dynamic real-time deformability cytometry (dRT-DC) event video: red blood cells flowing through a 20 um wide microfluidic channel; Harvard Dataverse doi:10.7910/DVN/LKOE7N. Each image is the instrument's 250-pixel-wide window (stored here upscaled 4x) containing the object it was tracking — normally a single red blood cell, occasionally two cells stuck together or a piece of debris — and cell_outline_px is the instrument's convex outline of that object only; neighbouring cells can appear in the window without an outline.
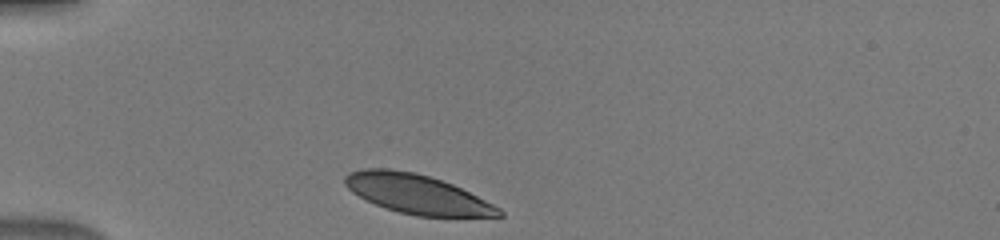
{"species": "human", "species_latin": "Homo sapiens", "temperature_condition": "warm", "stored_images_in_passage": 31, "camera_frame_rate_fps": 3000, "um_per_image_px": 0.085, "donor": {"sex": "male"}, "frame": {"image": 1, "passage_image": 1, "time_ms": 0.0, "image_size_px": [1000, 240], "cell_outline_px": [[504, 216], [416, 216], [384, 208], [352, 192], [344, 184], [344, 176], [348, 172], [364, 168], [388, 168], [412, 172], [428, 176], [452, 184], [500, 208], [504, 212]], "centroid_in_image_um": [35.4, 16.49], "position_along_channel_um": 49.6, "area_um2": 34.8}}
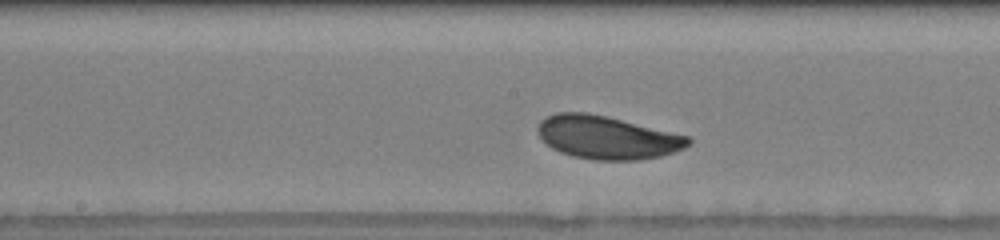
{"frame": {"image": 2, "passage_image": 14, "time_ms": 4.333, "image_size_px": [1000, 240], "cell_outline_px": [[692, 140], [684, 148], [660, 156], [636, 160], [592, 160], [572, 156], [560, 152], [552, 148], [536, 132], [536, 128], [540, 120], [556, 112], [588, 112], [608, 116], [688, 136]], "centroid_in_image_um": [51.56, 11.67], "position_along_channel_um": 196.6, "area_um2": 37.8}}
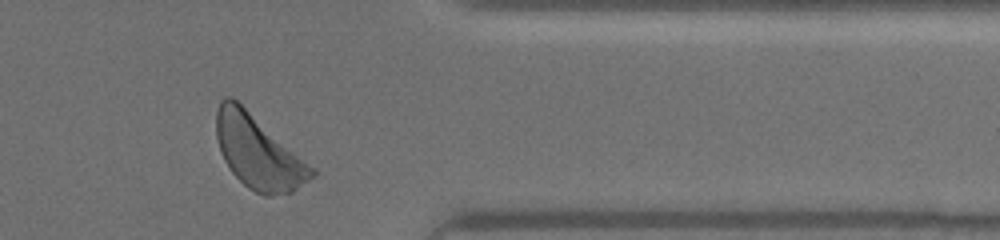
{"frame": {"image": 3, "passage_image": 29, "time_ms": 9.333, "image_size_px": [1000, 240], "cell_outline_px": [[316, 176], [292, 192], [272, 196], [264, 196], [248, 188], [232, 172], [224, 160], [220, 152], [216, 136], [216, 112], [220, 100], [224, 96], [232, 96], [316, 168]], "centroid_in_image_um": [21.97, 12.93], "position_along_channel_um": 389.4, "area_um2": 40.98}}